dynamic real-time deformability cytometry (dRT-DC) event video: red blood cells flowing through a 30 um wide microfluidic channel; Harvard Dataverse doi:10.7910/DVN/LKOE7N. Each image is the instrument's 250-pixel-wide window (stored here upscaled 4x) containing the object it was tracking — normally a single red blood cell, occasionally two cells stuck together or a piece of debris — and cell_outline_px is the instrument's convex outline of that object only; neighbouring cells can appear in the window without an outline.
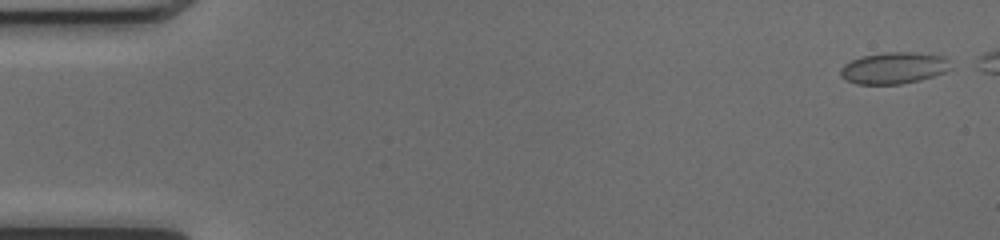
{"species": "common noctule bat (a hibernating species)", "species_latin": "Nyctalus noctula", "temperature_condition": "cold", "stored_images_in_passage": 46, "segment_of_instrument_passage": [1, 2], "camera_frame_rate_fps": 3000, "um_per_image_px": 0.085, "animal": {"sex": "female", "body_mass_g": 17.0, "forearm_length_mm": 48.0}, "frame": {"image": 1, "passage_image": 2, "time_ms": 0.333, "image_size_px": [1000, 240], "cell_outline_px": [[952, 68], [944, 72], [920, 80], [900, 84], [856, 84], [840, 76], [840, 68], [844, 64], [852, 60], [864, 56], [888, 52], [912, 52], [944, 56], [948, 60]], "centroid_in_image_um": [75.98, 5.78], "position_along_channel_um": 9.0, "area_um2": 20.11}}
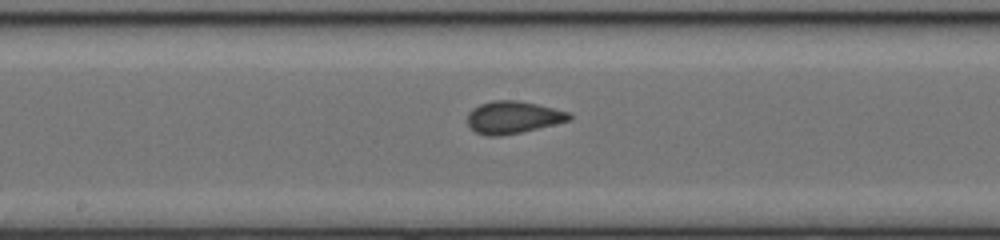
{"frame": {"image": 2, "passage_image": 27, "time_ms": 8.667, "image_size_px": [1000, 240], "cell_outline_px": [[572, 116], [568, 120], [520, 132], [500, 136], [488, 136], [476, 132], [468, 124], [468, 112], [472, 108], [480, 104], [492, 100], [520, 100], [568, 112]], "centroid_in_image_um": [43.54, 9.96], "position_along_channel_um": 204.7, "area_um2": 18.84}}
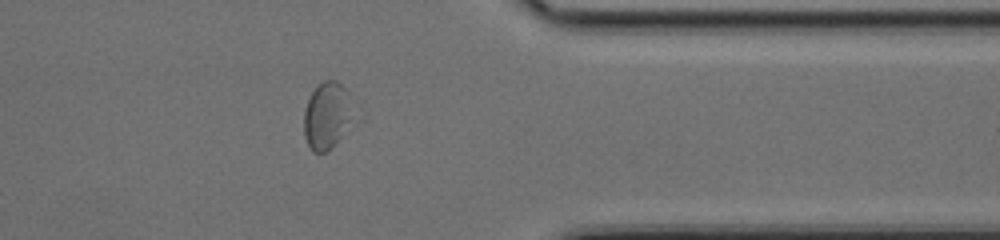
{"frame": {"image": 3, "passage_image": 41, "time_ms": 13.333, "image_size_px": [1000, 240], "cell_outline_px": [[348, 92], [344, 120], [340, 136], [324, 152], [312, 152], [304, 136], [304, 108], [312, 92], [324, 80], [336, 80]], "centroid_in_image_um": [27.61, 9.8], "position_along_channel_um": 383.8, "area_um2": 17.28}}